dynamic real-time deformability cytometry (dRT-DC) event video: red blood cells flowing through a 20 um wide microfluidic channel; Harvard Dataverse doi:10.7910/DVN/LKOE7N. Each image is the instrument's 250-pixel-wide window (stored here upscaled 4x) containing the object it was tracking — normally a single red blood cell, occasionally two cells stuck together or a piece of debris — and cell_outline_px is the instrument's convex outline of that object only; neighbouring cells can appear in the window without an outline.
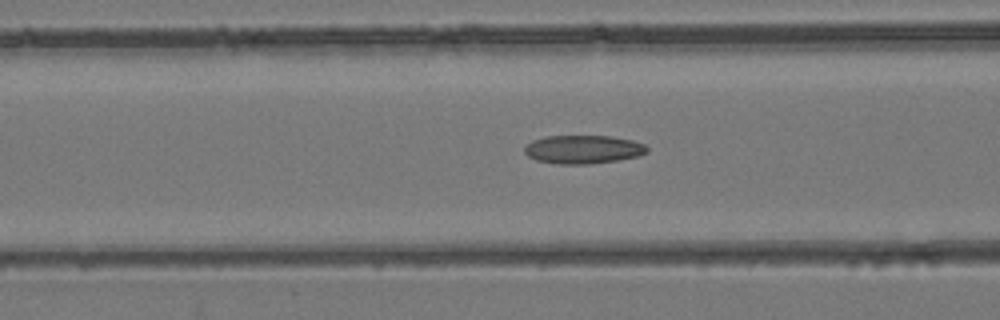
{"species": "common noctule bat (a hibernating species)", "species_latin": "Nyctalus noctula", "temperature_condition": "room temperature", "stored_images_in_passage": 42, "camera_frame_rate_fps": 3000, "um_per_image_px": 0.085, "animal": {"sex": "female", "body_mass_g": 24.6, "forearm_length_mm": 56.2}, "frame": {"image": 1, "passage_image": 16, "time_ms": 5.0, "image_size_px": [1000, 320], "cell_outline_px": [[648, 152], [640, 156], [616, 160], [588, 164], [556, 164], [536, 160], [528, 156], [524, 152], [524, 144], [532, 140], [544, 136], [612, 136], [632, 140], [644, 144], [648, 148]], "centroid_in_image_um": [49.54, 12.69], "position_along_channel_um": 117.1, "area_um2": 20.52}}
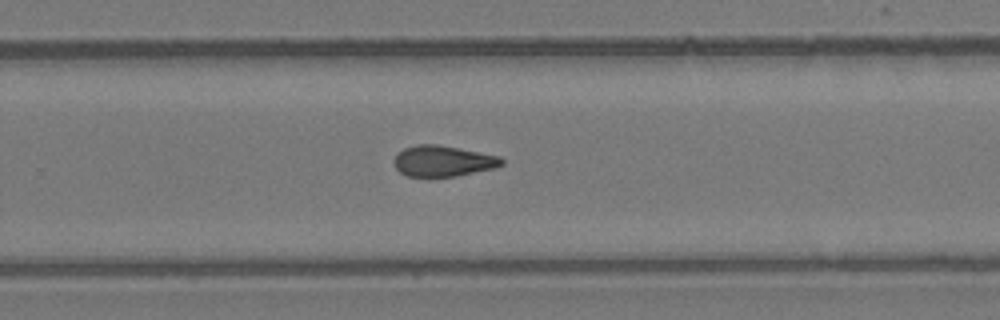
{"frame": {"image": 2, "passage_image": 27, "time_ms": 8.667, "image_size_px": [1000, 320], "cell_outline_px": [[504, 164], [492, 168], [456, 176], [408, 176], [400, 172], [396, 168], [392, 160], [404, 148], [416, 144], [436, 144], [500, 156], [504, 160]], "centroid_in_image_um": [37.64, 13.68], "position_along_channel_um": 292.2, "area_um2": 19.13}}
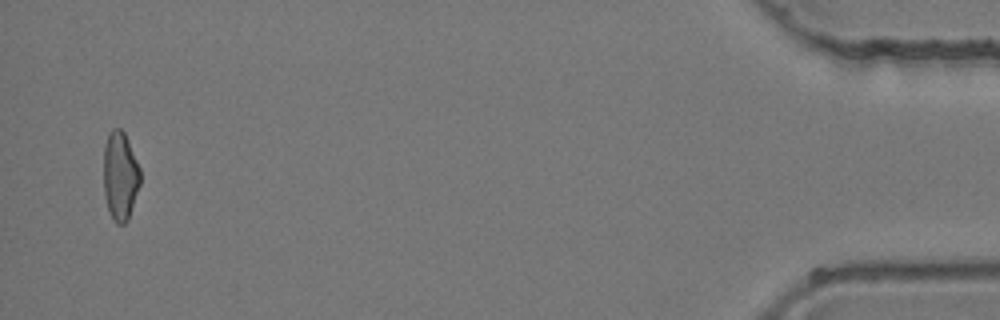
{"frame": {"image": 3, "passage_image": 41, "time_ms": 13.333, "image_size_px": [1000, 320], "cell_outline_px": [[140, 184], [128, 220], [124, 224], [116, 224], [112, 220], [104, 196], [104, 144], [108, 132], [112, 128], [120, 128], [124, 132], [128, 140], [140, 168]], "centroid_in_image_um": [10.21, 14.95], "position_along_channel_um": 425.0, "area_um2": 19.13}}